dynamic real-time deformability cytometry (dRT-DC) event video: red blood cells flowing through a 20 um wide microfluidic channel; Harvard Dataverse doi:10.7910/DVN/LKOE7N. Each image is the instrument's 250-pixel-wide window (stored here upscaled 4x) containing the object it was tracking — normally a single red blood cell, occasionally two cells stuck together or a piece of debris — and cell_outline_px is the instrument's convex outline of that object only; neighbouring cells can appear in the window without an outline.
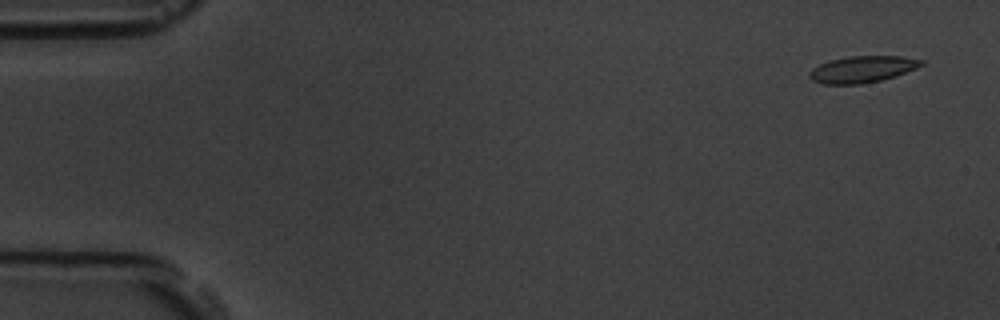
{"species": "common noctule bat (a hibernating species)", "species_latin": "Nyctalus noctula", "temperature_condition": "room temperature", "stored_images_in_passage": 5, "camera_frame_rate_fps": 3000, "um_per_image_px": 0.085, "animal": {"sex": "male", "body_mass_g": 19.5, "forearm_length_mm": 54.6}, "frame": {"image": 1, "passage_image": 1, "time_ms": 0.0, "image_size_px": [1000, 320], "cell_outline_px": [[924, 64], [916, 68], [896, 76], [880, 80], [860, 84], [824, 84], [812, 80], [808, 76], [808, 72], [812, 68], [828, 60], [852, 56], [900, 56], [924, 60]], "centroid_in_image_um": [73.28, 5.88], "position_along_channel_um": 11.7, "area_um2": 17.34}}
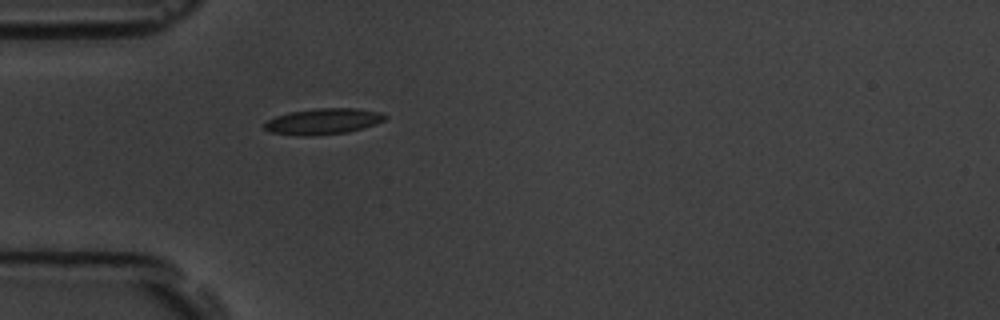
{"frame": {"image": 2, "passage_image": 5, "time_ms": 4.667, "image_size_px": [1000, 320], "cell_outline_px": [[388, 116], [384, 120], [376, 124], [364, 128], [348, 132], [312, 136], [300, 136], [268, 132], [264, 128], [264, 124], [268, 120], [276, 116], [288, 112], [316, 108], [356, 108], [380, 112]], "centroid_in_image_um": [27.46, 10.32], "position_along_channel_um": 57.5, "area_um2": 18.44}}